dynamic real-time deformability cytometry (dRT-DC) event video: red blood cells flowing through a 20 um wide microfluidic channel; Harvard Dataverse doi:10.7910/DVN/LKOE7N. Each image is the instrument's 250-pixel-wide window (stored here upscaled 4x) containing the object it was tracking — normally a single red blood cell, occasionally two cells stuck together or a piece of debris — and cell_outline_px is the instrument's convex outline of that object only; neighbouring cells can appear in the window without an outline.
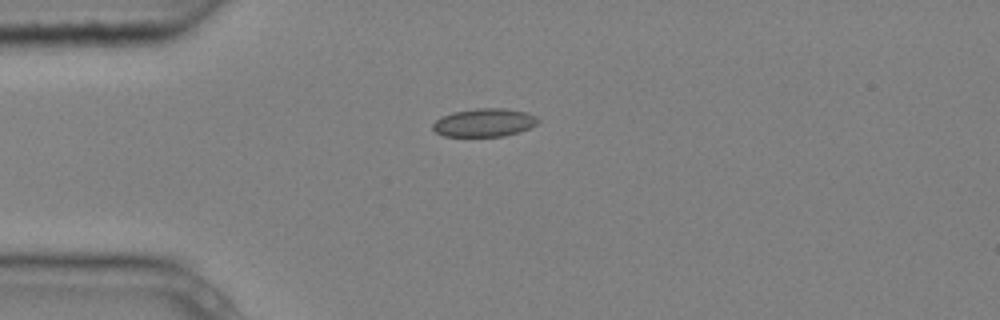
{"species": "common noctule bat (a hibernating species)", "species_latin": "Nyctalus noctula", "temperature_condition": "cold", "stored_images_in_passage": 5, "camera_frame_rate_fps": 3000, "um_per_image_px": 0.085, "animal": {"sex": "male", "body_mass_g": 20.4}, "frame": {"image": 1, "passage_image": 1, "time_ms": 0.0, "image_size_px": [1000, 320], "cell_outline_px": [[540, 120], [536, 124], [520, 132], [504, 136], [444, 136], [436, 132], [432, 128], [432, 124], [436, 120], [452, 112], [476, 108], [504, 108], [524, 112], [536, 116]], "centroid_in_image_um": [41.16, 10.42], "position_along_channel_um": 43.8, "area_um2": 17.22}}
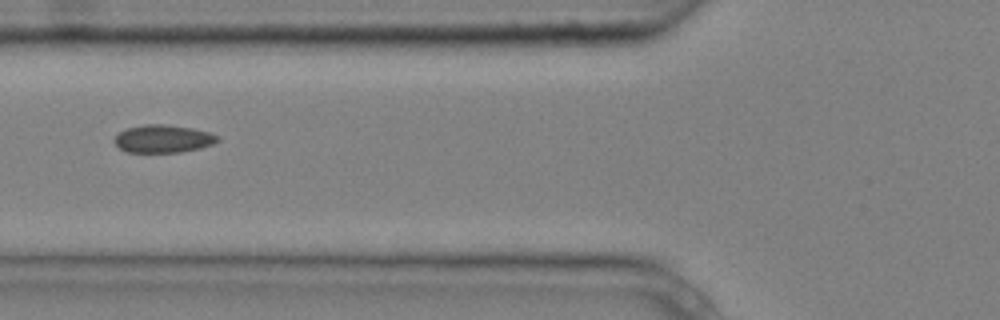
{"frame": {"image": 2, "passage_image": 3, "time_ms": 0.667, "image_size_px": [1000, 320], "cell_outline_px": [[220, 140], [212, 144], [200, 148], [180, 152], [128, 152], [120, 148], [112, 140], [120, 132], [128, 128], [144, 124], [164, 124], [192, 128], [208, 132], [220, 136]], "centroid_in_image_um": [13.88, 11.79], "position_along_channel_um": 111.9, "area_um2": 16.65}}
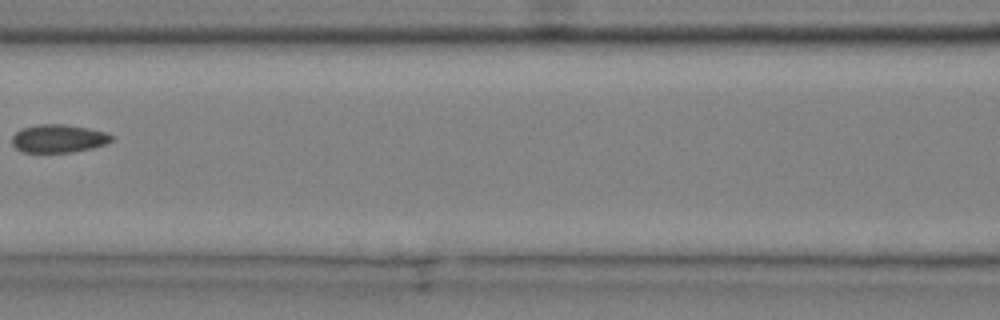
{"frame": {"image": 3, "passage_image": 4, "time_ms": 1.0, "image_size_px": [1000, 320], "cell_outline_px": [[116, 136], [112, 140], [104, 144], [92, 148], [72, 152], [20, 152], [12, 144], [12, 136], [16, 132], [24, 128], [36, 124], [64, 124], [88, 128], [104, 132]], "centroid_in_image_um": [4.96, 11.77], "position_along_channel_um": 161.6, "area_um2": 16.3}}